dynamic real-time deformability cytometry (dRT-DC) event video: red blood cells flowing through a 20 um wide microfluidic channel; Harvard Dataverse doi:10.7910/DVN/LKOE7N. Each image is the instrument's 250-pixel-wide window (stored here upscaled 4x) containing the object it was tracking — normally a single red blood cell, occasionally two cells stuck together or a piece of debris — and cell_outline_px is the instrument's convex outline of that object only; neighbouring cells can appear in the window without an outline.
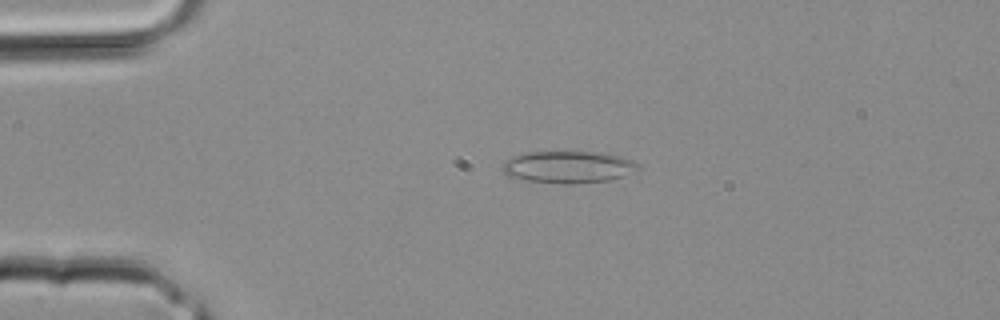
{"species": "common noctule bat (a hibernating species)", "species_latin": "Nyctalus noctula", "temperature_condition": "room temperature", "stored_images_in_passage": 3, "camera_frame_rate_fps": 3000, "um_per_image_px": 0.085, "animal": {"sex": "male", "body_mass_g": 20.4}, "frame": {"image": 1, "passage_image": 2, "time_ms": 0.333, "image_size_px": [1000, 320], "cell_outline_px": [[640, 168], [624, 176], [608, 180], [576, 184], [560, 184], [528, 180], [508, 176], [500, 168], [504, 160], [512, 156], [528, 152], [608, 152], [636, 160], [640, 164]], "centroid_in_image_um": [48.34, 14.18], "position_along_channel_um": 36.7, "area_um2": 25.78}}